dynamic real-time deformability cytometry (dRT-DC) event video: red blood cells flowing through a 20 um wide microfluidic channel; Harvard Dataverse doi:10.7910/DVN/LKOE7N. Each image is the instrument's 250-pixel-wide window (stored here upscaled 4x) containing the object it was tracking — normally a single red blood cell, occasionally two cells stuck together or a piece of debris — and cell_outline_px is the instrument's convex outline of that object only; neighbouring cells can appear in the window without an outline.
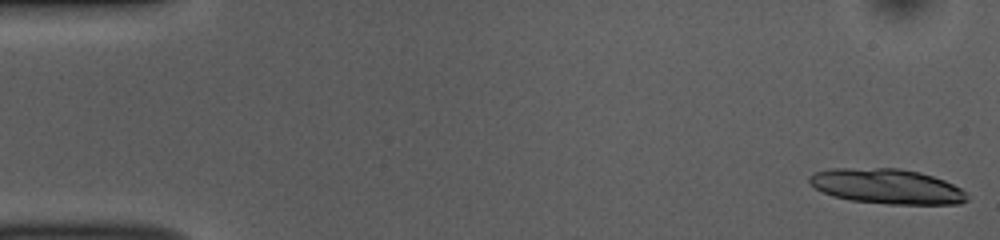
{"species": "common noctule bat (a hibernating species)", "species_latin": "Nyctalus noctula", "temperature_condition": "room temperature", "stored_images_in_passage": 35, "camera_frame_rate_fps": 3000, "um_per_image_px": 0.085, "animal": {"sex": "female", "body_mass_g": 10.0, "forearm_length_mm": 53.1}, "frame": {"image": 1, "passage_image": 1, "time_ms": 0.0, "image_size_px": [1000, 240], "cell_outline_px": [[968, 200], [960, 204], [888, 204], [848, 200], [832, 196], [816, 188], [808, 180], [808, 176], [816, 172], [828, 168], [900, 168], [920, 172], [944, 180], [960, 188], [968, 196]], "centroid_in_image_um": [75.38, 15.84], "position_along_channel_um": 9.6, "area_um2": 32.25}}
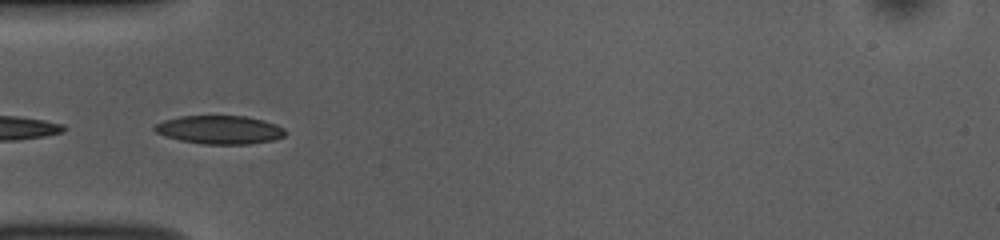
{"frame": {"image": 2, "passage_image": 16, "time_ms": 5.0, "image_size_px": [1000, 240], "cell_outline_px": [[288, 132], [284, 136], [272, 140], [248, 144], [204, 144], [180, 140], [164, 136], [156, 132], [152, 128], [156, 124], [164, 120], [180, 116], [248, 116], [264, 120], [276, 124], [284, 128]], "centroid_in_image_um": [18.69, 11.02], "position_along_channel_um": 66.3, "area_um2": 21.73}}